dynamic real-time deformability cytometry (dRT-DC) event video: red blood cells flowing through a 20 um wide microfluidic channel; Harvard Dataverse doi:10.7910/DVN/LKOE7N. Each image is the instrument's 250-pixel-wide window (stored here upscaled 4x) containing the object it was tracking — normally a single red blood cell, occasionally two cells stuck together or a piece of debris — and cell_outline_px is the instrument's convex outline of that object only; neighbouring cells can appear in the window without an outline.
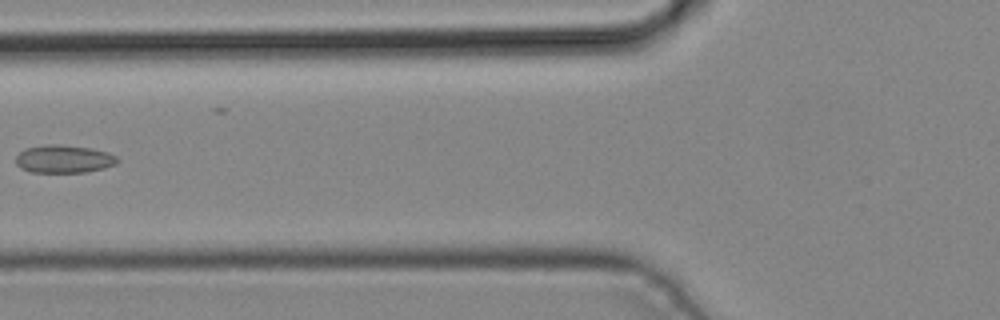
{"species": "common noctule bat (a hibernating species)", "species_latin": "Nyctalus noctula", "temperature_condition": "cold", "stored_images_in_passage": 5, "camera_frame_rate_fps": 3000, "um_per_image_px": 0.085, "animal": {"sex": "male", "body_mass_g": 19.2, "forearm_length_mm": 51.8}, "frame": {"image": 1, "passage_image": 5, "time_ms": 1.333, "image_size_px": [1000, 320], "cell_outline_px": [[120, 160], [116, 164], [104, 168], [84, 172], [32, 172], [20, 168], [16, 164], [16, 156], [24, 148], [44, 144], [56, 144], [92, 148], [108, 152], [116, 156]], "centroid_in_image_um": [5.42, 13.5], "position_along_channel_um": 120.4, "area_um2": 16.65}}